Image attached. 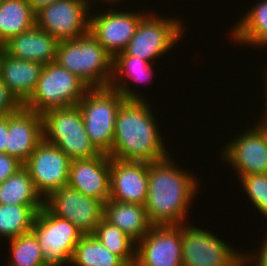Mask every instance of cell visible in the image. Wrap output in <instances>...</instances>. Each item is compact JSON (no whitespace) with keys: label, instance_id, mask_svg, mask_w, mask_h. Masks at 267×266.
Instances as JSON below:
<instances>
[{"label":"cell","instance_id":"d590c367","mask_svg":"<svg viewBox=\"0 0 267 266\" xmlns=\"http://www.w3.org/2000/svg\"><path fill=\"white\" fill-rule=\"evenodd\" d=\"M264 116L261 118V121L260 119H258V122L256 124H258L257 126L262 130L267 138V114H265Z\"/></svg>","mask_w":267,"mask_h":266},{"label":"cell","instance_id":"83f0119b","mask_svg":"<svg viewBox=\"0 0 267 266\" xmlns=\"http://www.w3.org/2000/svg\"><path fill=\"white\" fill-rule=\"evenodd\" d=\"M92 235L102 242L111 253L118 255L128 266H134L136 243L121 229L103 218Z\"/></svg>","mask_w":267,"mask_h":266},{"label":"cell","instance_id":"5b68a950","mask_svg":"<svg viewBox=\"0 0 267 266\" xmlns=\"http://www.w3.org/2000/svg\"><path fill=\"white\" fill-rule=\"evenodd\" d=\"M42 117L44 140L61 149L71 161L100 154L85 131L83 116L77 105L47 110Z\"/></svg>","mask_w":267,"mask_h":266},{"label":"cell","instance_id":"7a4b0ae2","mask_svg":"<svg viewBox=\"0 0 267 266\" xmlns=\"http://www.w3.org/2000/svg\"><path fill=\"white\" fill-rule=\"evenodd\" d=\"M146 100H125L118 109L111 158L154 162L169 155Z\"/></svg>","mask_w":267,"mask_h":266},{"label":"cell","instance_id":"9a60e30c","mask_svg":"<svg viewBox=\"0 0 267 266\" xmlns=\"http://www.w3.org/2000/svg\"><path fill=\"white\" fill-rule=\"evenodd\" d=\"M222 151V159L234 167L238 177L267 174V138L257 124L237 134Z\"/></svg>","mask_w":267,"mask_h":266},{"label":"cell","instance_id":"8d00e7d4","mask_svg":"<svg viewBox=\"0 0 267 266\" xmlns=\"http://www.w3.org/2000/svg\"><path fill=\"white\" fill-rule=\"evenodd\" d=\"M266 69H267V66H266ZM265 74H263V75H265V81H264V83H265V85H264V89L266 90V92H265V98H266V103L264 104L266 107L265 108H267V70H265ZM264 114H267V109H266V111L264 112Z\"/></svg>","mask_w":267,"mask_h":266},{"label":"cell","instance_id":"277c9868","mask_svg":"<svg viewBox=\"0 0 267 266\" xmlns=\"http://www.w3.org/2000/svg\"><path fill=\"white\" fill-rule=\"evenodd\" d=\"M126 99L121 93L106 88H90L78 102L85 131L96 150L109 155L112 152L115 121L118 109Z\"/></svg>","mask_w":267,"mask_h":266},{"label":"cell","instance_id":"9c48e42d","mask_svg":"<svg viewBox=\"0 0 267 266\" xmlns=\"http://www.w3.org/2000/svg\"><path fill=\"white\" fill-rule=\"evenodd\" d=\"M91 1L56 0L36 11V26L59 42L82 37L89 32Z\"/></svg>","mask_w":267,"mask_h":266},{"label":"cell","instance_id":"30bf717a","mask_svg":"<svg viewBox=\"0 0 267 266\" xmlns=\"http://www.w3.org/2000/svg\"><path fill=\"white\" fill-rule=\"evenodd\" d=\"M189 225L182 224L183 266H235L244 257L210 231Z\"/></svg>","mask_w":267,"mask_h":266},{"label":"cell","instance_id":"d6a6232c","mask_svg":"<svg viewBox=\"0 0 267 266\" xmlns=\"http://www.w3.org/2000/svg\"><path fill=\"white\" fill-rule=\"evenodd\" d=\"M261 244H262V245H260L261 247H259V250H257L259 252H256L257 254L253 253L254 254L253 255V254H251L252 252H250V253L245 252L244 258H245L248 265L255 264V266H267V236ZM253 261H255V262H253Z\"/></svg>","mask_w":267,"mask_h":266},{"label":"cell","instance_id":"8fae6325","mask_svg":"<svg viewBox=\"0 0 267 266\" xmlns=\"http://www.w3.org/2000/svg\"><path fill=\"white\" fill-rule=\"evenodd\" d=\"M44 206L52 214L69 220L83 235L93 234L104 214V203L68 185L50 193Z\"/></svg>","mask_w":267,"mask_h":266},{"label":"cell","instance_id":"4dcf8cb0","mask_svg":"<svg viewBox=\"0 0 267 266\" xmlns=\"http://www.w3.org/2000/svg\"><path fill=\"white\" fill-rule=\"evenodd\" d=\"M22 104L9 91L0 78V116L11 114L17 111Z\"/></svg>","mask_w":267,"mask_h":266},{"label":"cell","instance_id":"f35d334b","mask_svg":"<svg viewBox=\"0 0 267 266\" xmlns=\"http://www.w3.org/2000/svg\"><path fill=\"white\" fill-rule=\"evenodd\" d=\"M235 266H249L243 257Z\"/></svg>","mask_w":267,"mask_h":266},{"label":"cell","instance_id":"836d02e7","mask_svg":"<svg viewBox=\"0 0 267 266\" xmlns=\"http://www.w3.org/2000/svg\"><path fill=\"white\" fill-rule=\"evenodd\" d=\"M8 135V115L0 116V153H5Z\"/></svg>","mask_w":267,"mask_h":266},{"label":"cell","instance_id":"e0dca14e","mask_svg":"<svg viewBox=\"0 0 267 266\" xmlns=\"http://www.w3.org/2000/svg\"><path fill=\"white\" fill-rule=\"evenodd\" d=\"M44 139L42 114L23 105L8 114V135L5 153L25 163Z\"/></svg>","mask_w":267,"mask_h":266},{"label":"cell","instance_id":"d4e9b609","mask_svg":"<svg viewBox=\"0 0 267 266\" xmlns=\"http://www.w3.org/2000/svg\"><path fill=\"white\" fill-rule=\"evenodd\" d=\"M0 204L44 205V199L36 191L24 166L0 183Z\"/></svg>","mask_w":267,"mask_h":266},{"label":"cell","instance_id":"52a82bcc","mask_svg":"<svg viewBox=\"0 0 267 266\" xmlns=\"http://www.w3.org/2000/svg\"><path fill=\"white\" fill-rule=\"evenodd\" d=\"M31 231L38 239L48 266L70 265L75 247L83 236L69 220L52 214L45 206L36 213Z\"/></svg>","mask_w":267,"mask_h":266},{"label":"cell","instance_id":"ab89813d","mask_svg":"<svg viewBox=\"0 0 267 266\" xmlns=\"http://www.w3.org/2000/svg\"><path fill=\"white\" fill-rule=\"evenodd\" d=\"M119 1H121V0H106V2L105 3H110V4H114V3H116L117 4V2H119ZM114 2V3H113Z\"/></svg>","mask_w":267,"mask_h":266},{"label":"cell","instance_id":"484cf974","mask_svg":"<svg viewBox=\"0 0 267 266\" xmlns=\"http://www.w3.org/2000/svg\"><path fill=\"white\" fill-rule=\"evenodd\" d=\"M43 206L0 204V238L10 240L30 232L35 215Z\"/></svg>","mask_w":267,"mask_h":266},{"label":"cell","instance_id":"5bb4252c","mask_svg":"<svg viewBox=\"0 0 267 266\" xmlns=\"http://www.w3.org/2000/svg\"><path fill=\"white\" fill-rule=\"evenodd\" d=\"M110 7L101 14L89 16V32L114 58L123 52L135 34L144 12H122Z\"/></svg>","mask_w":267,"mask_h":266},{"label":"cell","instance_id":"603a6c76","mask_svg":"<svg viewBox=\"0 0 267 266\" xmlns=\"http://www.w3.org/2000/svg\"><path fill=\"white\" fill-rule=\"evenodd\" d=\"M258 2L232 26L230 38L235 44L267 47V0Z\"/></svg>","mask_w":267,"mask_h":266},{"label":"cell","instance_id":"ffe728a7","mask_svg":"<svg viewBox=\"0 0 267 266\" xmlns=\"http://www.w3.org/2000/svg\"><path fill=\"white\" fill-rule=\"evenodd\" d=\"M44 65L40 62L3 56L0 78L9 91L23 105L33 94Z\"/></svg>","mask_w":267,"mask_h":266},{"label":"cell","instance_id":"e575fe53","mask_svg":"<svg viewBox=\"0 0 267 266\" xmlns=\"http://www.w3.org/2000/svg\"><path fill=\"white\" fill-rule=\"evenodd\" d=\"M31 8L36 12L41 7L51 4L56 0H27Z\"/></svg>","mask_w":267,"mask_h":266},{"label":"cell","instance_id":"f546056e","mask_svg":"<svg viewBox=\"0 0 267 266\" xmlns=\"http://www.w3.org/2000/svg\"><path fill=\"white\" fill-rule=\"evenodd\" d=\"M238 180L255 209L267 219V174L240 176Z\"/></svg>","mask_w":267,"mask_h":266},{"label":"cell","instance_id":"4316f807","mask_svg":"<svg viewBox=\"0 0 267 266\" xmlns=\"http://www.w3.org/2000/svg\"><path fill=\"white\" fill-rule=\"evenodd\" d=\"M128 266L118 255L111 253L92 234L83 235L75 247L70 265Z\"/></svg>","mask_w":267,"mask_h":266},{"label":"cell","instance_id":"7402d4cb","mask_svg":"<svg viewBox=\"0 0 267 266\" xmlns=\"http://www.w3.org/2000/svg\"><path fill=\"white\" fill-rule=\"evenodd\" d=\"M152 64L154 63L139 57L126 55L124 52L118 53L113 58V77L109 87L121 93L126 100H145L142 94H137L138 92L128 87L131 85H127V83L129 84V82L134 81L138 84V82L143 80L149 81L147 79L153 76L154 68Z\"/></svg>","mask_w":267,"mask_h":266},{"label":"cell","instance_id":"ba28073f","mask_svg":"<svg viewBox=\"0 0 267 266\" xmlns=\"http://www.w3.org/2000/svg\"><path fill=\"white\" fill-rule=\"evenodd\" d=\"M182 26V20L158 17L156 13L147 12L123 52L153 63L178 44L177 41L184 36Z\"/></svg>","mask_w":267,"mask_h":266},{"label":"cell","instance_id":"2e32d148","mask_svg":"<svg viewBox=\"0 0 267 266\" xmlns=\"http://www.w3.org/2000/svg\"><path fill=\"white\" fill-rule=\"evenodd\" d=\"M149 163L110 157V199L144 206L148 195Z\"/></svg>","mask_w":267,"mask_h":266},{"label":"cell","instance_id":"3957f363","mask_svg":"<svg viewBox=\"0 0 267 266\" xmlns=\"http://www.w3.org/2000/svg\"><path fill=\"white\" fill-rule=\"evenodd\" d=\"M56 62L89 88L109 87L113 77V57L90 32L74 40L60 41Z\"/></svg>","mask_w":267,"mask_h":266},{"label":"cell","instance_id":"6da1fadb","mask_svg":"<svg viewBox=\"0 0 267 266\" xmlns=\"http://www.w3.org/2000/svg\"><path fill=\"white\" fill-rule=\"evenodd\" d=\"M171 159L168 155L149 162L148 195L144 206L153 226L185 224L191 200L198 193L200 183L196 176L178 168Z\"/></svg>","mask_w":267,"mask_h":266},{"label":"cell","instance_id":"f1b7e54d","mask_svg":"<svg viewBox=\"0 0 267 266\" xmlns=\"http://www.w3.org/2000/svg\"><path fill=\"white\" fill-rule=\"evenodd\" d=\"M8 241H10L9 256H11L7 266H48L43 258L38 239L32 231Z\"/></svg>","mask_w":267,"mask_h":266},{"label":"cell","instance_id":"4fadbf2b","mask_svg":"<svg viewBox=\"0 0 267 266\" xmlns=\"http://www.w3.org/2000/svg\"><path fill=\"white\" fill-rule=\"evenodd\" d=\"M134 266H183L182 225L152 226L136 243Z\"/></svg>","mask_w":267,"mask_h":266},{"label":"cell","instance_id":"1f68e13d","mask_svg":"<svg viewBox=\"0 0 267 266\" xmlns=\"http://www.w3.org/2000/svg\"><path fill=\"white\" fill-rule=\"evenodd\" d=\"M22 167L23 163L17 158L6 153H0V183L8 179Z\"/></svg>","mask_w":267,"mask_h":266},{"label":"cell","instance_id":"cb8c5ba5","mask_svg":"<svg viewBox=\"0 0 267 266\" xmlns=\"http://www.w3.org/2000/svg\"><path fill=\"white\" fill-rule=\"evenodd\" d=\"M35 13L27 0H4L0 4V42L33 28Z\"/></svg>","mask_w":267,"mask_h":266},{"label":"cell","instance_id":"7c38bea8","mask_svg":"<svg viewBox=\"0 0 267 266\" xmlns=\"http://www.w3.org/2000/svg\"><path fill=\"white\" fill-rule=\"evenodd\" d=\"M70 163L71 159L61 149L43 139L23 166L36 191L45 199L68 184Z\"/></svg>","mask_w":267,"mask_h":266},{"label":"cell","instance_id":"8992f818","mask_svg":"<svg viewBox=\"0 0 267 266\" xmlns=\"http://www.w3.org/2000/svg\"><path fill=\"white\" fill-rule=\"evenodd\" d=\"M89 89L83 80L57 62L48 63L41 71L33 94L23 106L43 114L53 108L77 105Z\"/></svg>","mask_w":267,"mask_h":266},{"label":"cell","instance_id":"d6986e66","mask_svg":"<svg viewBox=\"0 0 267 266\" xmlns=\"http://www.w3.org/2000/svg\"><path fill=\"white\" fill-rule=\"evenodd\" d=\"M59 41L36 25L7 40L5 53L16 59L40 62L43 65L56 62Z\"/></svg>","mask_w":267,"mask_h":266},{"label":"cell","instance_id":"ac0fdd59","mask_svg":"<svg viewBox=\"0 0 267 266\" xmlns=\"http://www.w3.org/2000/svg\"><path fill=\"white\" fill-rule=\"evenodd\" d=\"M67 185L105 203L110 199V156L71 161Z\"/></svg>","mask_w":267,"mask_h":266},{"label":"cell","instance_id":"74e56055","mask_svg":"<svg viewBox=\"0 0 267 266\" xmlns=\"http://www.w3.org/2000/svg\"><path fill=\"white\" fill-rule=\"evenodd\" d=\"M5 55V44L0 42V68L3 56Z\"/></svg>","mask_w":267,"mask_h":266},{"label":"cell","instance_id":"44dd1931","mask_svg":"<svg viewBox=\"0 0 267 266\" xmlns=\"http://www.w3.org/2000/svg\"><path fill=\"white\" fill-rule=\"evenodd\" d=\"M103 218L121 229L135 243H138L153 226L145 206L108 199L104 203Z\"/></svg>","mask_w":267,"mask_h":266}]
</instances>
